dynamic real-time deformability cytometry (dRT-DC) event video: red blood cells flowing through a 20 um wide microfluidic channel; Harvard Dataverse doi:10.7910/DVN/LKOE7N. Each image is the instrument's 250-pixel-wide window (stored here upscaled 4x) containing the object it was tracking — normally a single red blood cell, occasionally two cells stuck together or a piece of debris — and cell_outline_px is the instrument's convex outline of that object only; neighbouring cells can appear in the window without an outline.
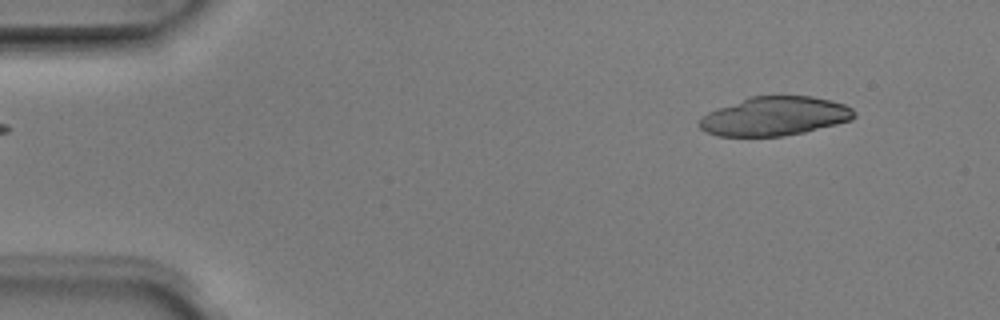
{"species": "Egyptian fruit bat (a non-hibernating species)", "species_latin": "Rousettus aegyptiacus", "temperature_condition": "room temperature", "stored_images_in_passage": 2, "camera_frame_rate_fps": 3000, "um_per_image_px": 0.085, "animal": {"sex": "male"}, "frame": {"image": 1, "passage_image": 1, "time_ms": 0.0, "image_size_px": [1000, 320], "cell_outline_px": [[856, 116], [852, 120], [804, 132], [784, 136], [716, 136], [704, 132], [696, 124], [708, 112], [716, 108], [752, 96], [812, 96], [832, 100], [844, 104], [852, 108], [856, 112]], "centroid_in_image_um": [65.84, 9.88], "position_along_channel_um": 19.2, "area_um2": 35.26}}